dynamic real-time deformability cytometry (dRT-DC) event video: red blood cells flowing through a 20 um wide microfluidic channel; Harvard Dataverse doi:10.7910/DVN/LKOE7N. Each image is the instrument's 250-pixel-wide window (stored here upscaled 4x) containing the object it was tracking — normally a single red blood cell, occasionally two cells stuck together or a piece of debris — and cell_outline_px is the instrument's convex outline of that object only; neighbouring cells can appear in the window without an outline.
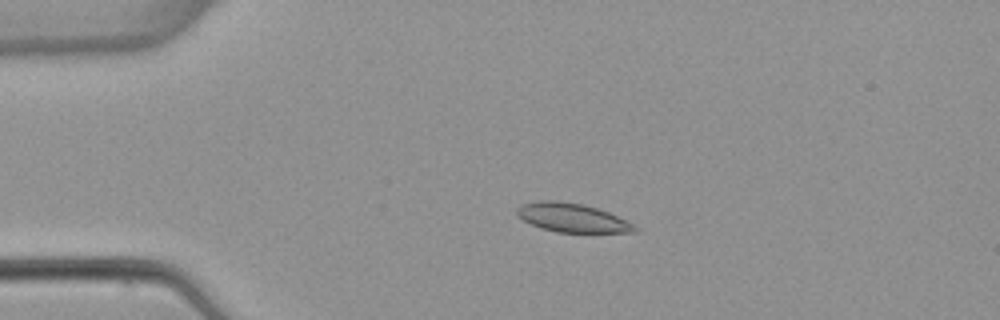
{"species": "common noctule bat (a hibernating species)", "species_latin": "Nyctalus noctula", "temperature_condition": "warm", "stored_images_in_passage": 5, "camera_frame_rate_fps": 3000, "um_per_image_px": 0.085, "animal": {"sex": "female", "body_mass_g": 22.7, "forearm_length_mm": 54.2}, "frame": {"image": 1, "passage_image": 4, "time_ms": 3.667, "image_size_px": [1000, 320], "cell_outline_px": [[640, 232], [556, 232], [540, 228], [516, 216], [516, 208], [520, 204], [540, 200], [560, 200], [584, 204], [608, 212], [640, 228]], "centroid_in_image_um": [48.59, 18.5], "position_along_channel_um": 36.4, "area_um2": 19.88}}